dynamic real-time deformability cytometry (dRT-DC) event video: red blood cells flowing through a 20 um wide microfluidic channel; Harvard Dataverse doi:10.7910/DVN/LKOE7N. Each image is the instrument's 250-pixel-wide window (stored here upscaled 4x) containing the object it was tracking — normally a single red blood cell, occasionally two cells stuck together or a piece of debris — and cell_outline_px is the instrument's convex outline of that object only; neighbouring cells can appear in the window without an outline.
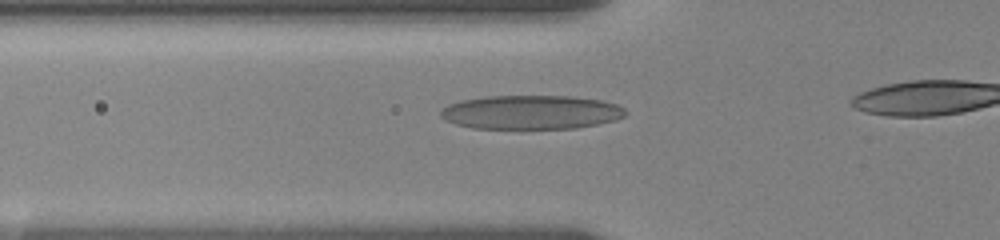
{"species": "human", "species_latin": "Homo sapiens", "temperature_condition": "room temperature", "stored_images_in_passage": 7, "camera_frame_rate_fps": 3000, "um_per_image_px": 0.085, "donor": {"sex": "female"}, "frame": {"image": 1, "passage_image": 5, "time_ms": 3.333, "image_size_px": [1000, 240], "cell_outline_px": [[628, 112], [624, 116], [616, 120], [576, 128], [472, 128], [456, 124], [444, 120], [440, 116], [440, 112], [448, 104], [464, 100], [488, 96], [572, 96], [600, 100], [616, 104], [624, 108]], "centroid_in_image_um": [45.15, 9.54], "position_along_channel_um": 80.6, "area_um2": 36.47}}